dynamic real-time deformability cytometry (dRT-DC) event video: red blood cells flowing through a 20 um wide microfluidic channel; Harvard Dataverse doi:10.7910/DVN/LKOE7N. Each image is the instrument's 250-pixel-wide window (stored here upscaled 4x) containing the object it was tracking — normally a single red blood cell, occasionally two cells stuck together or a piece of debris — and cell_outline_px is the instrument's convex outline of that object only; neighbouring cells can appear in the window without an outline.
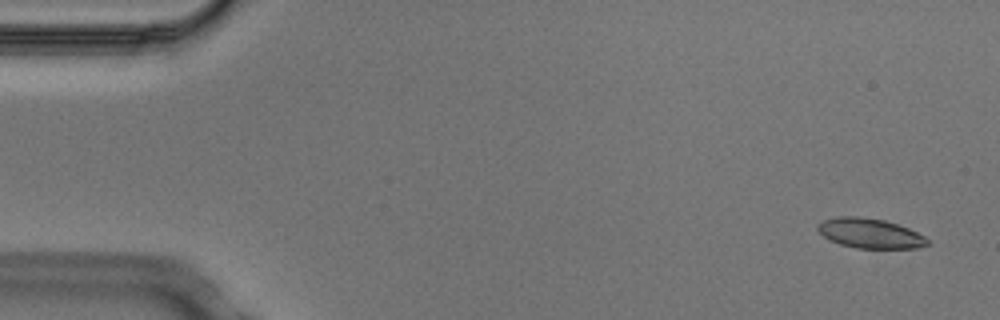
{"species": "Egyptian fruit bat (a non-hibernating species)", "species_latin": "Rousettus aegyptiacus", "temperature_condition": "cold", "stored_images_in_passage": 4, "camera_frame_rate_fps": 3000, "um_per_image_px": 0.085, "animal": {"sex": "male"}, "frame": {"image": 1, "passage_image": 1, "time_ms": 0.0, "image_size_px": [1000, 320], "cell_outline_px": [[928, 244], [916, 248], [856, 248], [840, 244], [828, 240], [816, 228], [816, 224], [824, 220], [836, 216], [860, 216], [884, 220], [908, 228], [924, 236], [928, 240]], "centroid_in_image_um": [73.9, 19.82], "position_along_channel_um": 11.1, "area_um2": 19.02}}